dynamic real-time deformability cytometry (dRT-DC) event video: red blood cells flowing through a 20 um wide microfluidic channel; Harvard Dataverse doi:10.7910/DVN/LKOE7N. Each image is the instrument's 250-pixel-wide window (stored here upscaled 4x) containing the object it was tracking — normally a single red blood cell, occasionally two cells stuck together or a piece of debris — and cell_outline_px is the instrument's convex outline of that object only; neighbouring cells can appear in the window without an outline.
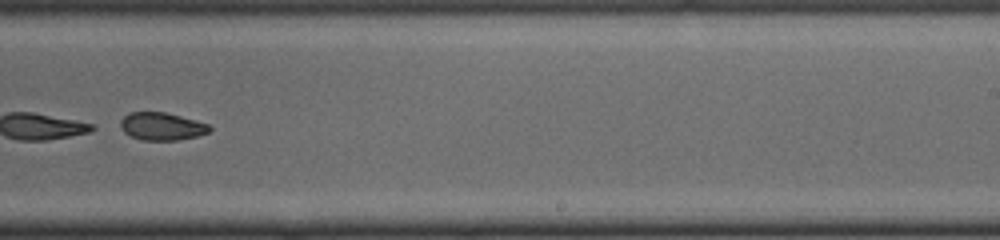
{"species": "common noctule bat (a hibernating species)", "species_latin": "Nyctalus noctula", "temperature_condition": "cold", "stored_images_in_passage": 43, "segment_of_instrument_passage": [2, 2], "camera_frame_rate_fps": 3000, "um_per_image_px": 0.085, "animal": {"sex": "male", "body_mass_g": 19.0, "forearm_length_mm": 50.8}, "frame": {"image": 1, "passage_image": 25, "time_ms": 8.0, "image_size_px": [1000, 240], "cell_outline_px": [[212, 128], [208, 132], [196, 136], [176, 140], [144, 140], [132, 136], [124, 132], [120, 128], [120, 120], [128, 112], [164, 112], [180, 116], [208, 124]], "centroid_in_image_um": [13.71, 10.73], "position_along_channel_um": 275.3, "area_um2": 14.22}}